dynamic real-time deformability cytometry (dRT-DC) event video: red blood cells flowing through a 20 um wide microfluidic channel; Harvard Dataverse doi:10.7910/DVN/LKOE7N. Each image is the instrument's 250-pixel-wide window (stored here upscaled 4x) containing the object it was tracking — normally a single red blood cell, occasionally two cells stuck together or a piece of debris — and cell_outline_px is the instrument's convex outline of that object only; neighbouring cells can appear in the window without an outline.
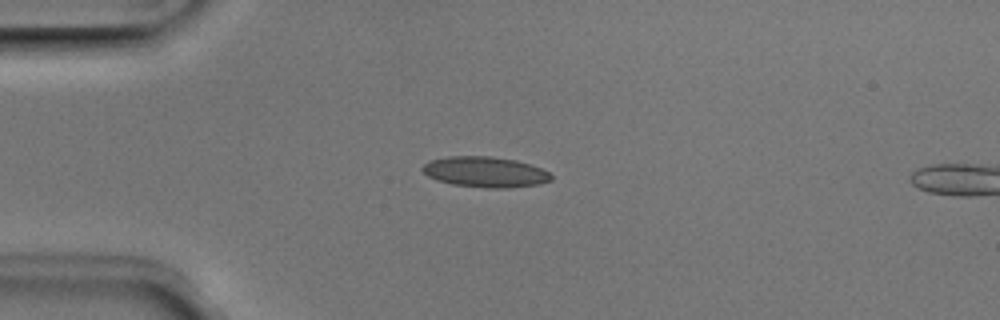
{"species": "Egyptian fruit bat (a non-hibernating species)", "species_latin": "Rousettus aegyptiacus", "temperature_condition": "room temperature", "stored_images_in_passage": 4, "camera_frame_rate_fps": 3000, "um_per_image_px": 0.085, "animal": {"sex": "male"}, "frame": {"image": 1, "passage_image": 3, "time_ms": 0.667, "image_size_px": [1000, 320], "cell_outline_px": [[552, 180], [540, 184], [508, 188], [484, 188], [452, 184], [436, 180], [428, 176], [420, 168], [428, 160], [448, 156], [492, 156], [516, 160], [540, 168], [548, 172], [552, 176]], "centroid_in_image_um": [41.21, 14.62], "position_along_channel_um": 43.8, "area_um2": 23.06}}